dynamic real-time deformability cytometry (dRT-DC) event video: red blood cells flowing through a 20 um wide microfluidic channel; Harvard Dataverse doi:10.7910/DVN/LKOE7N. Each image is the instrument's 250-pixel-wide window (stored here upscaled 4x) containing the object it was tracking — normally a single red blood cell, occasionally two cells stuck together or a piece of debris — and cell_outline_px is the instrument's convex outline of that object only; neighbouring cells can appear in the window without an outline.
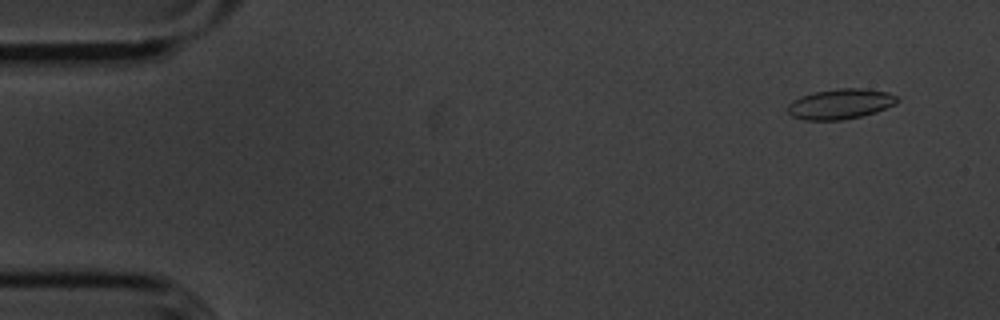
{"species": "common noctule bat (a hibernating species)", "species_latin": "Nyctalus noctula", "temperature_condition": "cold", "stored_images_in_passage": 55, "camera_frame_rate_fps": 3000, "um_per_image_px": 0.085, "animal": {"sex": "male", "body_mass_g": 20.1, "forearm_length_mm": 53.5}, "frame": {"image": 1, "passage_image": 4, "time_ms": 1.0, "image_size_px": [1000, 320], "cell_outline_px": [[900, 100], [896, 104], [876, 112], [844, 120], [804, 120], [792, 116], [788, 112], [788, 104], [792, 100], [800, 96], [812, 92], [840, 88], [860, 88], [888, 92], [896, 96]], "centroid_in_image_um": [71.42, 8.83], "position_along_channel_um": 13.6, "area_um2": 19.42}}
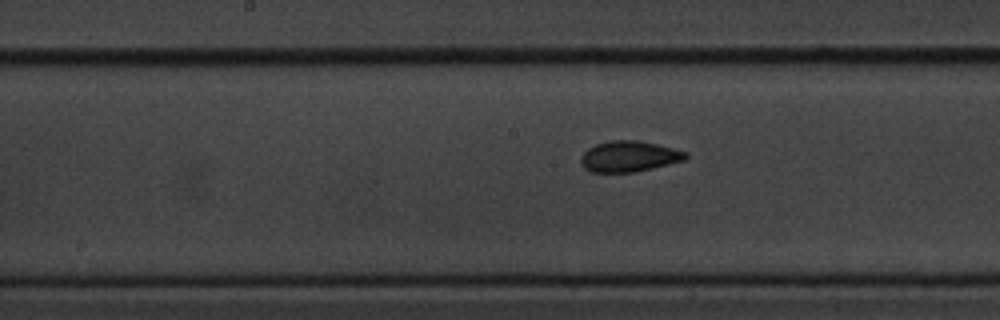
{"frame": {"image": 2, "passage_image": 28, "time_ms": 9.0, "image_size_px": [1000, 320], "cell_outline_px": [[688, 156], [684, 160], [652, 168], [632, 172], [592, 172], [584, 168], [580, 160], [580, 156], [588, 148], [596, 144], [612, 140], [636, 140], [656, 144], [688, 152]], "centroid_in_image_um": [53.45, 13.29], "position_along_channel_um": 194.8, "area_um2": 18.67}}
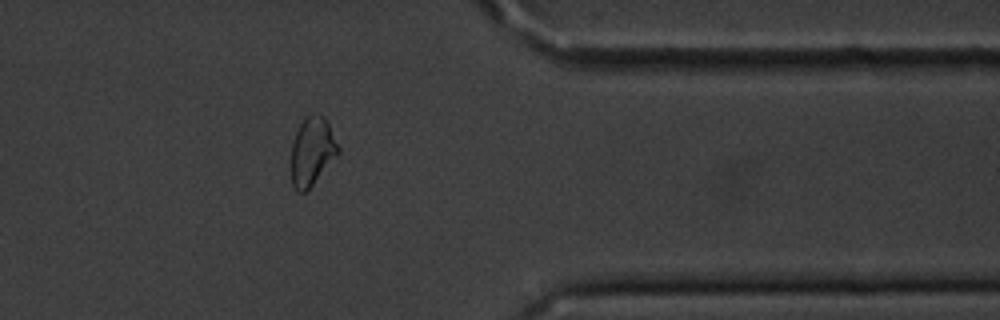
{"frame": {"image": 3, "passage_image": 45, "time_ms": 14.667, "image_size_px": [1000, 320], "cell_outline_px": [[340, 152], [312, 184], [304, 192], [300, 192], [292, 184], [288, 168], [292, 144], [296, 132], [300, 124], [308, 116], [324, 116], [340, 148]], "centroid_in_image_um": [26.48, 12.9], "position_along_channel_um": 384.9, "area_um2": 18.55}, "authors_computed_cell_mechanics": {"area_um2": 18.785, "velocity_mm_per_s": 3.6034, "shape_relaxation_time_tau1_ms": 4.77, "shape_relaxation_time_tau2_ms": 1.7628, "deformation_change_tau1": 0.1038, "deformation_change_tau2": 0.0668}}